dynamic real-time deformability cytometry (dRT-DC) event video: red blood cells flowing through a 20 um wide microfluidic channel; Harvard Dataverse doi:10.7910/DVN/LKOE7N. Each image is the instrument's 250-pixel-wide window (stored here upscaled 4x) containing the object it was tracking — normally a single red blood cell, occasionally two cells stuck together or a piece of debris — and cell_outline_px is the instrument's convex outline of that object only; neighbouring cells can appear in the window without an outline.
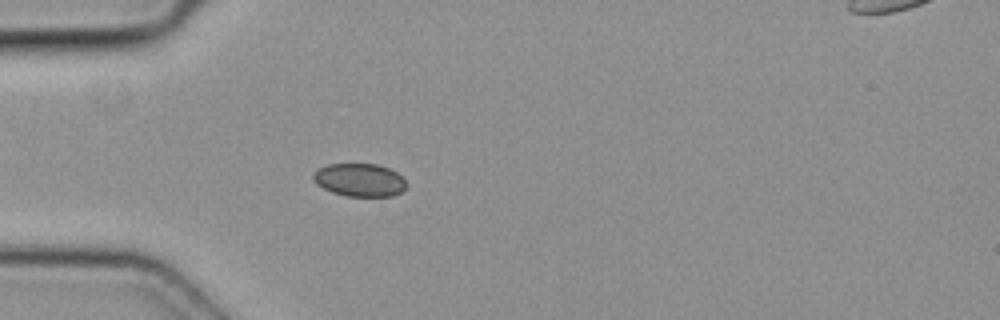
{"species": "common noctule bat (a hibernating species)", "species_latin": "Nyctalus noctula", "temperature_condition": "cold", "stored_images_in_passage": 5, "camera_frame_rate_fps": 3000, "um_per_image_px": 0.085, "animal": {"sex": "female", "body_mass_g": 19.3, "forearm_length_mm": 54.1}, "frame": {"image": 1, "passage_image": 5, "time_ms": 1.333, "image_size_px": [1000, 320], "cell_outline_px": [[408, 184], [400, 192], [392, 196], [348, 196], [332, 192], [316, 184], [312, 180], [312, 176], [320, 168], [328, 164], [376, 164], [388, 168], [396, 172]], "centroid_in_image_um": [30.56, 15.3], "position_along_channel_um": 54.4, "area_um2": 17.74}}